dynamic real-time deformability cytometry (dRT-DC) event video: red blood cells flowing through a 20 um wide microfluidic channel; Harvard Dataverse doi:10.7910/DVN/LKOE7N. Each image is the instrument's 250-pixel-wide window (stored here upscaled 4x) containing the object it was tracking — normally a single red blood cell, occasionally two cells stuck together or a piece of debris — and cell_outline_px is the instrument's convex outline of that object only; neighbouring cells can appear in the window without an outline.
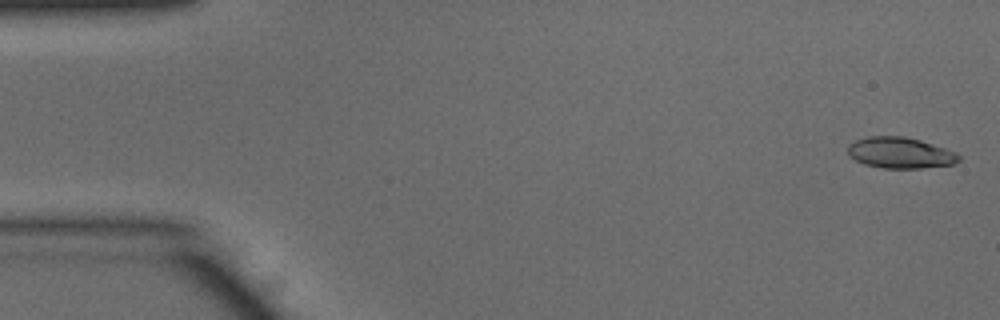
{"species": "common noctule bat (a hibernating species)", "species_latin": "Nyctalus noctula", "temperature_condition": "warm", "stored_images_in_passage": 15, "camera_frame_rate_fps": 3000, "um_per_image_px": 0.085, "animal": {"sex": "male", "body_mass_g": 15.6}, "frame": {"image": 1, "passage_image": 1, "time_ms": 0.0, "image_size_px": [1000, 320], "cell_outline_px": [[960, 160], [952, 164], [920, 168], [884, 168], [864, 164], [848, 156], [848, 144], [856, 140], [868, 136], [904, 136], [920, 140], [956, 152], [960, 156]], "centroid_in_image_um": [76.49, 12.98], "position_along_channel_um": 8.5, "area_um2": 20.0}}
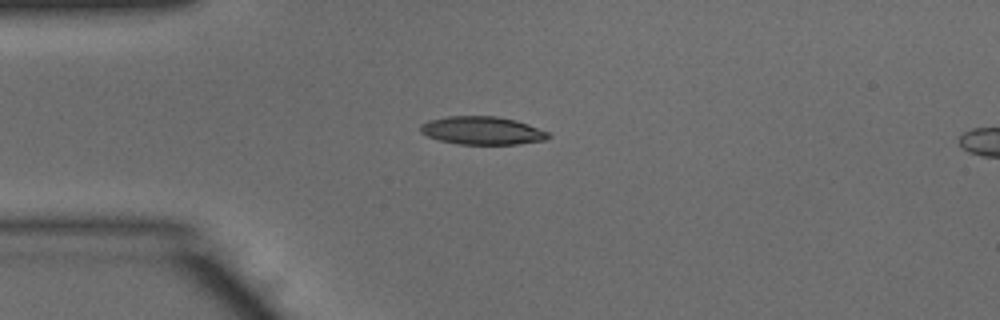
{"frame": {"image": 2, "passage_image": 12, "time_ms": 3.667, "image_size_px": [1000, 320], "cell_outline_px": [[552, 136], [544, 140], [516, 144], [456, 144], [440, 140], [428, 136], [420, 132], [420, 124], [428, 120], [448, 116], [496, 116], [516, 120], [528, 124], [548, 132]], "centroid_in_image_um": [40.97, 11.09], "position_along_channel_um": 44.0, "area_um2": 20.92}}